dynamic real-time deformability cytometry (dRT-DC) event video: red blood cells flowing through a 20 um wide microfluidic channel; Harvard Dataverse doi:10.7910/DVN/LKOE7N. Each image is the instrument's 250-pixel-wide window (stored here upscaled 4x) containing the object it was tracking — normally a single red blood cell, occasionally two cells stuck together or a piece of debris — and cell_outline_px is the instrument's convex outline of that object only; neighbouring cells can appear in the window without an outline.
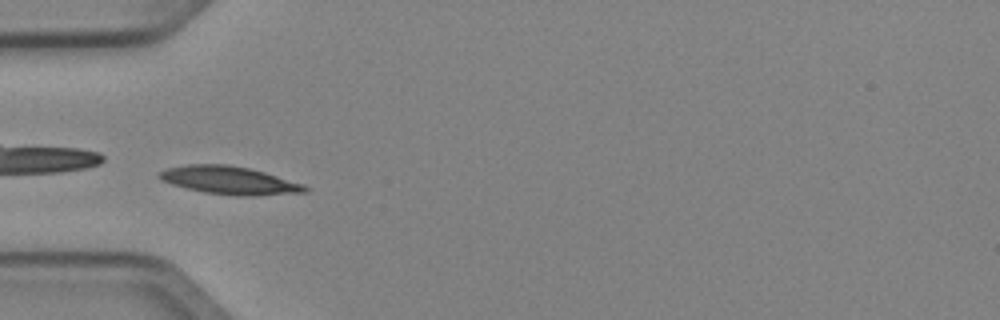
{"species": "Egyptian fruit bat (a non-hibernating species)", "species_latin": "Rousettus aegyptiacus", "temperature_condition": "cold", "stored_images_in_passage": 35, "camera_frame_rate_fps": 3000, "um_per_image_px": 0.085, "animal": {"sex": "female"}, "frame": {"image": 1, "passage_image": 1, "time_ms": 0.0, "image_size_px": [1000, 320], "cell_outline_px": [[312, 188], [308, 192], [252, 196], [236, 196], [204, 192], [172, 184], [160, 180], [156, 176], [156, 172], [168, 168], [188, 164], [228, 164], [248, 168], [264, 172], [304, 184]], "centroid_in_image_um": [19.51, 15.33], "position_along_channel_um": 65.5, "area_um2": 23.93}}
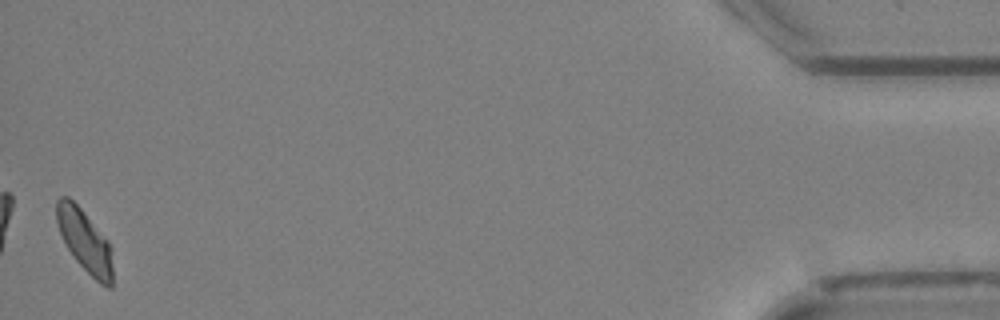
{"frame": {"image": 2, "passage_image": 35, "time_ms": 11.333, "image_size_px": [1000, 320], "cell_outline_px": [[112, 288], [108, 288], [100, 284], [76, 260], [68, 248], [60, 232], [56, 220], [56, 200], [60, 196], [68, 196], [80, 208], [108, 240], [112, 248]], "centroid_in_image_um": [7.22, 20.47], "position_along_channel_um": 428.0, "area_um2": 20.17}, "authors_computed_cell_mechanics": {"area_um2": 20.9236, "velocity_mm_per_s": 3.9914, "shape_relaxation_time_tau1_ms": 4.6099, "shape_relaxation_time_tau2_ms": 10.6576, "deformation_change_tau1": 0.1252, "deformation_change_tau2": 0.1156}}